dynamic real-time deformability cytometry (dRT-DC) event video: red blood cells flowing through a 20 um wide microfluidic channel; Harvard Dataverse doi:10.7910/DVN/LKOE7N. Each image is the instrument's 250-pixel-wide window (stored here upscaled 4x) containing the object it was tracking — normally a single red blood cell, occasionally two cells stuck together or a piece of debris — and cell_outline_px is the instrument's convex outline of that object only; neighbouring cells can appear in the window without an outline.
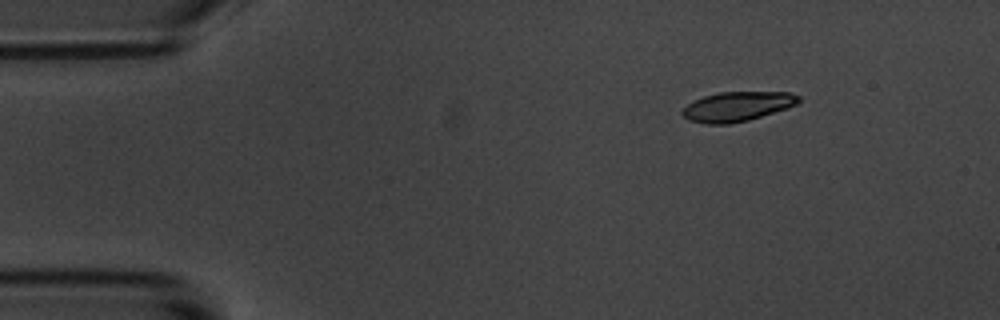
{"species": "common noctule bat (a hibernating species)", "species_latin": "Nyctalus noctula", "temperature_condition": "room temperature", "stored_images_in_passage": 4, "camera_frame_rate_fps": 3000, "um_per_image_px": 0.085, "animal": {"sex": "male", "body_mass_g": 20.1, "forearm_length_mm": 53.5}, "frame": {"image": 1, "passage_image": 1, "time_ms": 0.0, "image_size_px": [1000, 320], "cell_outline_px": [[800, 100], [796, 104], [788, 108], [748, 120], [728, 124], [708, 124], [688, 120], [680, 112], [688, 104], [704, 96], [720, 92], [788, 92], [800, 96]], "centroid_in_image_um": [62.67, 9.05], "position_along_channel_um": 22.3, "area_um2": 19.88}}
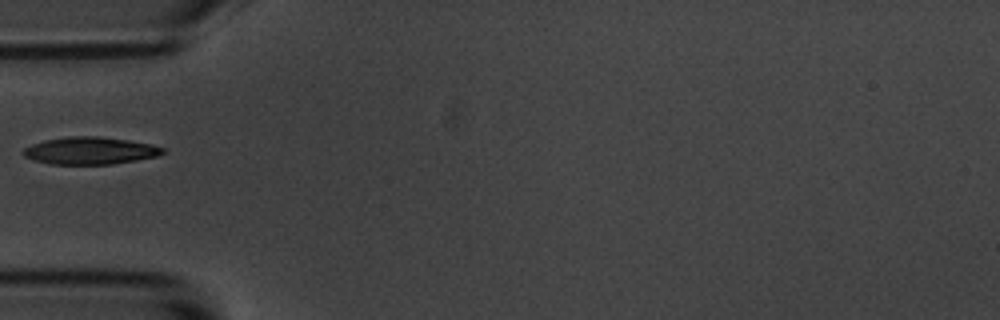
{"frame": {"image": 2, "passage_image": 4, "time_ms": 3.667, "image_size_px": [1000, 320], "cell_outline_px": [[164, 152], [156, 156], [136, 160], [112, 164], [52, 164], [36, 160], [24, 156], [20, 152], [24, 148], [32, 144], [44, 140], [72, 136], [100, 136], [148, 144], [164, 148]], "centroid_in_image_um": [7.6, 12.81], "position_along_channel_um": 77.4, "area_um2": 21.85}}